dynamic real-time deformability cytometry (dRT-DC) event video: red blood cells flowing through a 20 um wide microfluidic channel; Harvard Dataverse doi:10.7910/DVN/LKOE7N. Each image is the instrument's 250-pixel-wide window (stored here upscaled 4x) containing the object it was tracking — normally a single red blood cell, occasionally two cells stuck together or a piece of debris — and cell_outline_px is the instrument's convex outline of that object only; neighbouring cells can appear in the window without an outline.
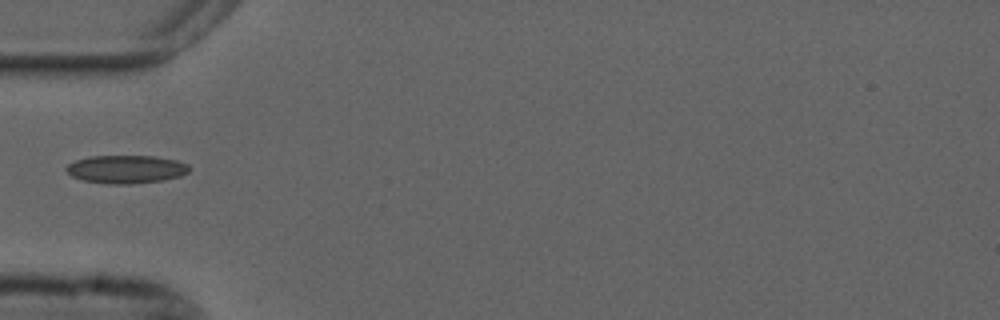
{"species": "common noctule bat (a hibernating species)", "species_latin": "Nyctalus noctula", "temperature_condition": "cold", "stored_images_in_passage": 26, "camera_frame_rate_fps": 3000, "um_per_image_px": 0.085, "animal": {"sex": "male", "forearm_length_mm": 52.5}, "frame": {"image": 1, "passage_image": 1, "time_ms": 0.0, "image_size_px": [1000, 320], "cell_outline_px": [[192, 168], [188, 172], [180, 176], [164, 180], [132, 184], [108, 184], [84, 180], [72, 176], [64, 168], [68, 164], [76, 160], [88, 156], [156, 156], [176, 160], [188, 164]], "centroid_in_image_um": [10.75, 14.38], "position_along_channel_um": 74.3, "area_um2": 20.29}}
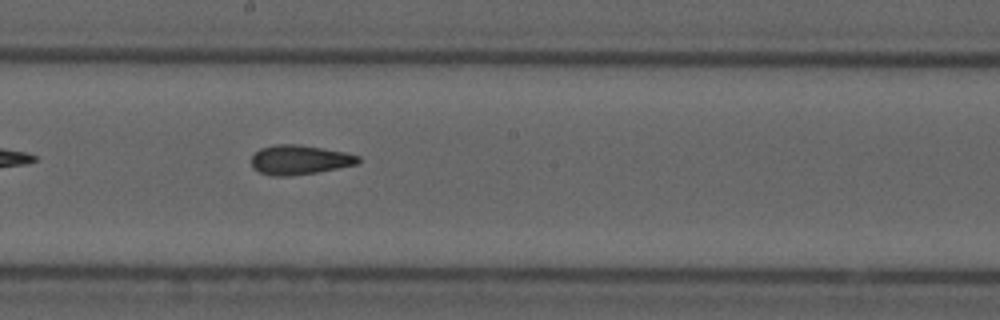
{"frame": {"image": 2, "passage_image": 13, "time_ms": 4.0, "image_size_px": [1000, 320], "cell_outline_px": [[360, 160], [356, 164], [316, 172], [288, 176], [272, 176], [260, 172], [252, 168], [252, 156], [260, 148], [276, 144], [296, 144], [344, 152], [360, 156]], "centroid_in_image_um": [25.42, 13.58], "position_along_channel_um": 222.8, "area_um2": 18.09}}
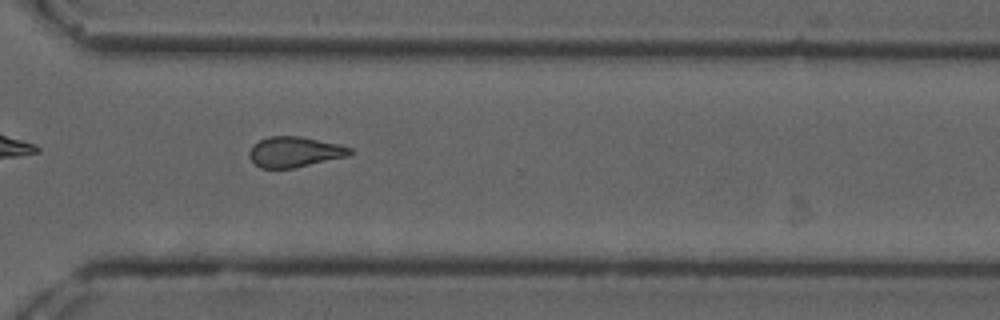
{"frame": {"image": 3, "passage_image": 23, "time_ms": 7.333, "image_size_px": [1000, 320], "cell_outline_px": [[352, 152], [348, 156], [292, 168], [260, 168], [248, 156], [248, 152], [252, 144], [268, 136], [300, 136], [340, 144], [352, 148]], "centroid_in_image_um": [25.02, 12.9], "position_along_channel_um": 345.6, "area_um2": 17.86}}